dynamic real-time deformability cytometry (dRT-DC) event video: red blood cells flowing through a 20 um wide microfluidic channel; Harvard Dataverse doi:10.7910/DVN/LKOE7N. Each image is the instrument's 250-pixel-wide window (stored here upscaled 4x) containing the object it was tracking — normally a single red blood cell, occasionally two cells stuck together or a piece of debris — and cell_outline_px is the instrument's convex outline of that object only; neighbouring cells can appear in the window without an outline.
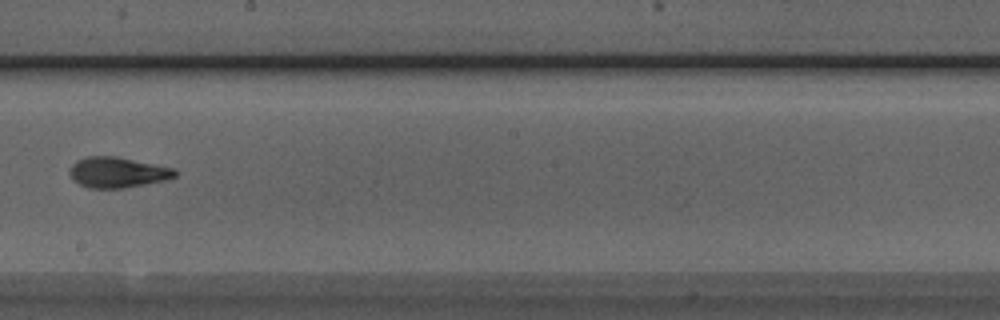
{"species": "Egyptian fruit bat (a non-hibernating species)", "species_latin": "Rousettus aegyptiacus", "temperature_condition": "room temperature", "stored_images_in_passage": 8, "camera_frame_rate_fps": 3000, "um_per_image_px": 0.085, "animal": {"sex": "male"}, "frame": {"image": 1, "passage_image": 8, "time_ms": 2.333, "image_size_px": [1000, 320], "cell_outline_px": [[176, 176], [164, 180], [124, 188], [88, 188], [72, 180], [68, 172], [72, 164], [76, 160], [88, 156], [116, 156], [176, 168]], "centroid_in_image_um": [9.96, 14.64], "position_along_channel_um": 238.2, "area_um2": 18.84}}